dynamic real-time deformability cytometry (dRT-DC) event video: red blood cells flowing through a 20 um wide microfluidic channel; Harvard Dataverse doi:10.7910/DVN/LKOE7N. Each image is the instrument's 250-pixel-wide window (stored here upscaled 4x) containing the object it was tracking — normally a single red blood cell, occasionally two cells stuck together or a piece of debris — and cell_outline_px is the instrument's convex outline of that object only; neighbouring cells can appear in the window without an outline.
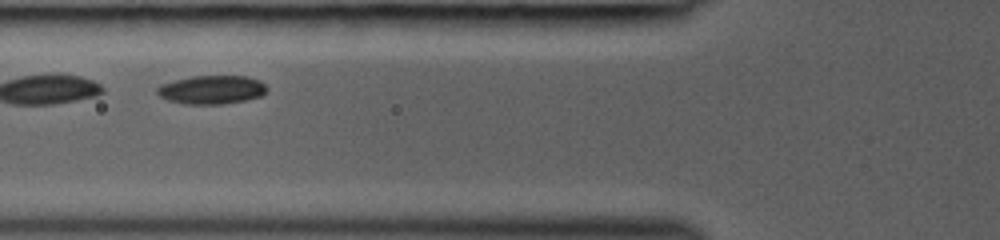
{"species": "common noctule bat (a hibernating species)", "species_latin": "Nyctalus noctula", "temperature_condition": "room temperature", "stored_images_in_passage": 26, "camera_frame_rate_fps": 3000, "um_per_image_px": 0.085, "animal": {"sex": "female", "body_mass_g": 19.0, "forearm_length_mm": 53.3}, "frame": {"image": 1, "passage_image": 5, "time_ms": 1.333, "image_size_px": [1000, 240], "cell_outline_px": [[268, 92], [260, 96], [244, 100], [224, 104], [184, 104], [168, 100], [160, 96], [156, 92], [156, 88], [160, 84], [192, 76], [244, 76], [260, 80], [268, 88]], "centroid_in_image_um": [18.0, 7.63], "position_along_channel_um": 107.8, "area_um2": 18.32}}
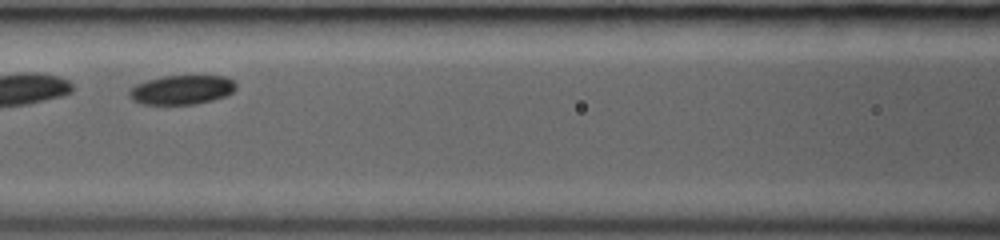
{"frame": {"image": 2, "passage_image": 8, "time_ms": 2.333, "image_size_px": [1000, 240], "cell_outline_px": [[236, 88], [232, 92], [224, 96], [212, 100], [196, 104], [140, 104], [132, 100], [128, 96], [128, 92], [136, 84], [148, 80], [164, 76], [224, 76], [232, 80], [236, 84]], "centroid_in_image_um": [15.42, 7.64], "position_along_channel_um": 151.2, "area_um2": 18.09}}
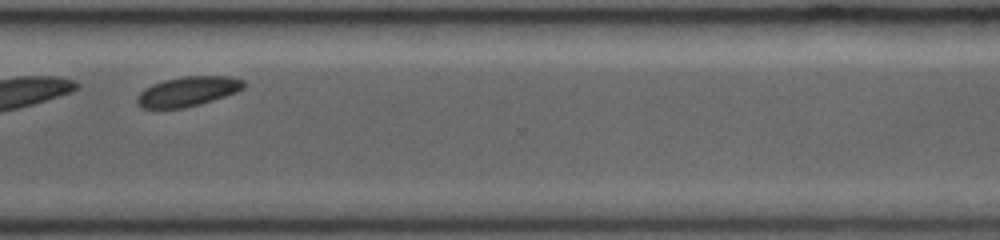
{"frame": {"image": 3, "passage_image": 22, "time_ms": 7.0, "image_size_px": [1000, 240], "cell_outline_px": [[244, 88], [236, 92], [200, 104], [184, 108], [140, 108], [136, 104], [136, 96], [144, 88], [152, 84], [164, 80], [184, 76], [228, 76], [244, 80]], "centroid_in_image_um": [15.92, 7.77], "position_along_channel_um": 354.7, "area_um2": 18.5}}